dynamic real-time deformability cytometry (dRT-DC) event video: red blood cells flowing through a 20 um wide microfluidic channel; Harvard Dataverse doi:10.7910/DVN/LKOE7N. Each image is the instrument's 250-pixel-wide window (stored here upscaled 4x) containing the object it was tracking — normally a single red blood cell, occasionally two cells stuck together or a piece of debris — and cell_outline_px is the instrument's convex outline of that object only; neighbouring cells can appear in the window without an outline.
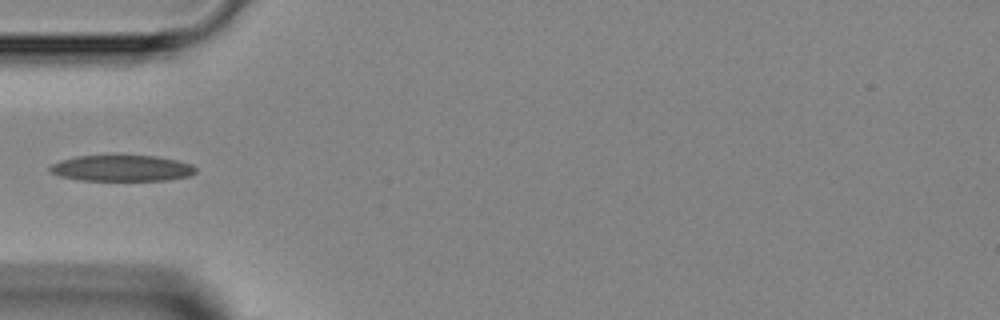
{"species": "Egyptian fruit bat (a non-hibernating species)", "species_latin": "Rousettus aegyptiacus", "temperature_condition": "room temperature", "stored_images_in_passage": 3, "camera_frame_rate_fps": 3000, "um_per_image_px": 0.085, "animal": {"sex": "female"}, "frame": {"image": 1, "passage_image": 1, "time_ms": 0.0, "image_size_px": [1000, 320], "cell_outline_px": [[196, 172], [188, 176], [164, 180], [80, 180], [60, 176], [52, 172], [48, 168], [52, 164], [60, 160], [76, 156], [156, 156], [176, 160], [192, 164], [196, 168]], "centroid_in_image_um": [10.35, 14.29], "position_along_channel_um": 74.7, "area_um2": 21.91}}
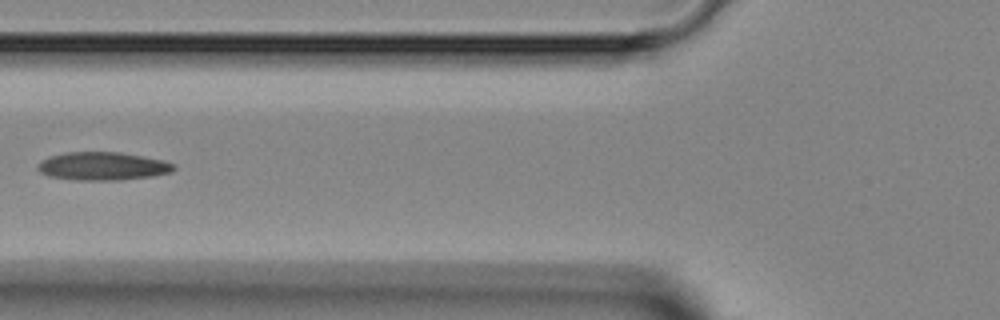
{"frame": {"image": 2, "passage_image": 2, "time_ms": 1.0, "image_size_px": [1000, 320], "cell_outline_px": [[176, 168], [172, 172], [152, 176], [120, 180], [76, 180], [48, 176], [40, 172], [36, 168], [36, 164], [40, 160], [48, 156], [64, 152], [120, 152], [164, 160], [172, 164]], "centroid_in_image_um": [8.67, 14.12], "position_along_channel_um": 117.1, "area_um2": 22.54}}
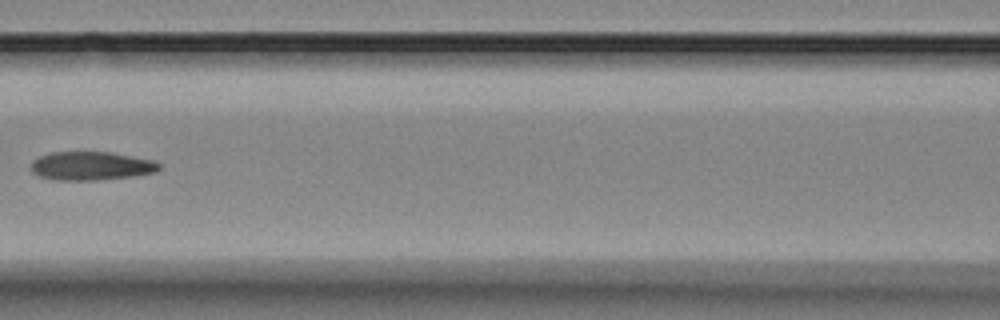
{"frame": {"image": 3, "passage_image": 3, "time_ms": 2.0, "image_size_px": [1000, 320], "cell_outline_px": [[160, 168], [156, 172], [132, 176], [96, 180], [56, 180], [40, 176], [32, 172], [32, 160], [40, 156], [52, 152], [112, 152], [152, 160], [160, 164]], "centroid_in_image_um": [7.75, 14.1], "position_along_channel_um": 158.9, "area_um2": 21.21}}